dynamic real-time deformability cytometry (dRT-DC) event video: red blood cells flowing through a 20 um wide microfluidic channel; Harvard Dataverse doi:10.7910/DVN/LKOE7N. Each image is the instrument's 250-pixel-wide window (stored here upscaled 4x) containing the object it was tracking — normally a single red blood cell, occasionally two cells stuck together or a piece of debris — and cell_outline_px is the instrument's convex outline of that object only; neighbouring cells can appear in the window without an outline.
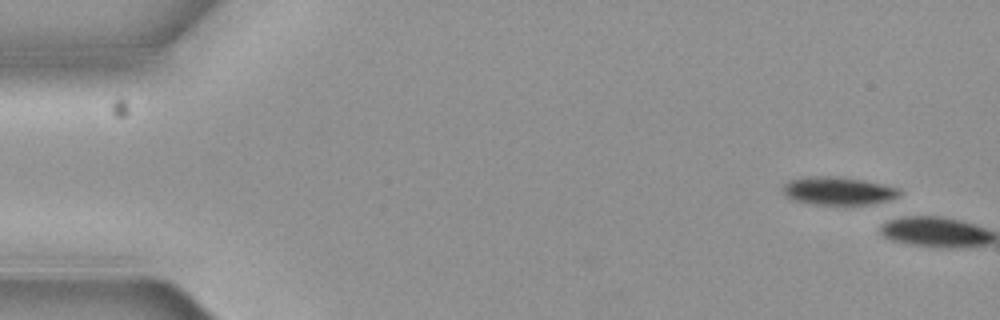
{"species": "common noctule bat (a hibernating species)", "species_latin": "Nyctalus noctula", "temperature_condition": "cold", "stored_images_in_passage": 3, "camera_frame_rate_fps": 3000, "um_per_image_px": 0.085, "animal": {"sex": "female", "body_mass_g": 19.3, "forearm_length_mm": 54.1}, "frame": {"image": 1, "passage_image": 1, "time_ms": 0.0, "image_size_px": [1000, 320], "cell_outline_px": [[900, 192], [896, 196], [888, 200], [872, 204], [812, 204], [792, 200], [784, 196], [784, 184], [788, 180], [808, 176], [840, 176], [864, 180], [900, 188]], "centroid_in_image_um": [71.2, 16.21], "position_along_channel_um": 13.8, "area_um2": 19.07}}